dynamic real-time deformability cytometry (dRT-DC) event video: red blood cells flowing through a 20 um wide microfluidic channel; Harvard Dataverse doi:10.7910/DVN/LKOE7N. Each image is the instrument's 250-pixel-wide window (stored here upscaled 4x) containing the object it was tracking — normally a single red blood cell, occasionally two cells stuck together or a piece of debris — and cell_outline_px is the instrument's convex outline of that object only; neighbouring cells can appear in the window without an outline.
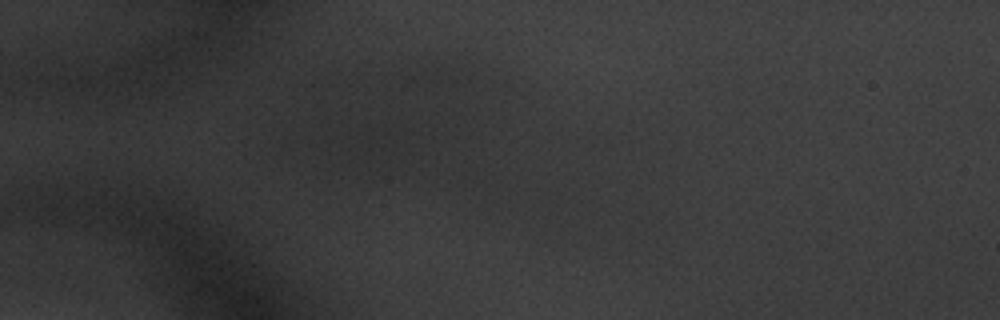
{"species": "common noctule bat (a hibernating species)", "species_latin": "Nyctalus noctula", "temperature_condition": "warm", "stored_images_in_passage": 10, "segment_of_instrument_passage": [2, 2], "camera_frame_rate_fps": 3000, "um_per_image_px": 0.085, "animal": {"sex": "male", "body_mass_g": 20.1, "forearm_length_mm": 53.5}, "frame": {"image": 1, "passage_image": 10, "time_ms": 3.0, "image_size_px": [1000, 320], "cell_outline_px": [[408, 152], [352, 160], [348, 148], [356, 136], [372, 128], [400, 128]], "centroid_in_image_um": [32.1, 12.2], "position_along_channel_um": 52.9, "area_um2": 10.12}}